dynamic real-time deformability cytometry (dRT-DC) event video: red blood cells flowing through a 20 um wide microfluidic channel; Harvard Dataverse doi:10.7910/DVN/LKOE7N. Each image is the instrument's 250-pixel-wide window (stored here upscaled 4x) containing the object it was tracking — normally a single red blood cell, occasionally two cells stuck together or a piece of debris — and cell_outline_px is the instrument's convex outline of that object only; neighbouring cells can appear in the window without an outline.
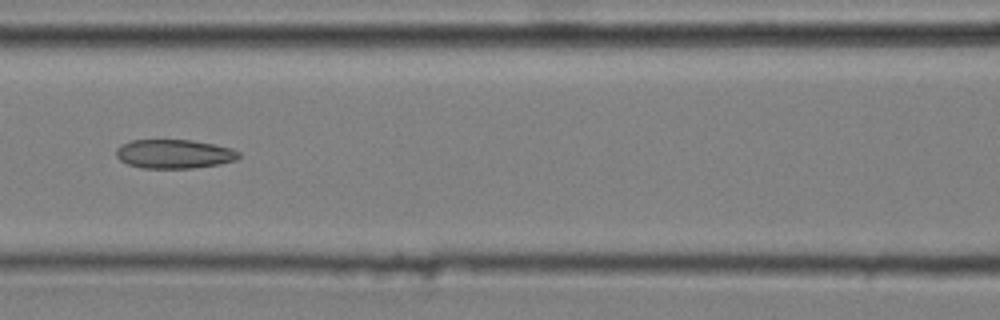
{"species": "common noctule bat (a hibernating species)", "species_latin": "Nyctalus noctula", "temperature_condition": "cold", "stored_images_in_passage": 13, "camera_frame_rate_fps": 3000, "um_per_image_px": 0.085, "animal": {"sex": "male", "body_mass_g": 20.4}, "frame": {"image": 1, "passage_image": 6, "time_ms": 1.667, "image_size_px": [1000, 320], "cell_outline_px": [[240, 156], [236, 160], [220, 164], [192, 168], [144, 168], [128, 164], [120, 160], [116, 156], [116, 148], [120, 144], [132, 140], [192, 140], [232, 148], [240, 152]], "centroid_in_image_um": [14.8, 13.08], "position_along_channel_um": 151.8, "area_um2": 20.75}}
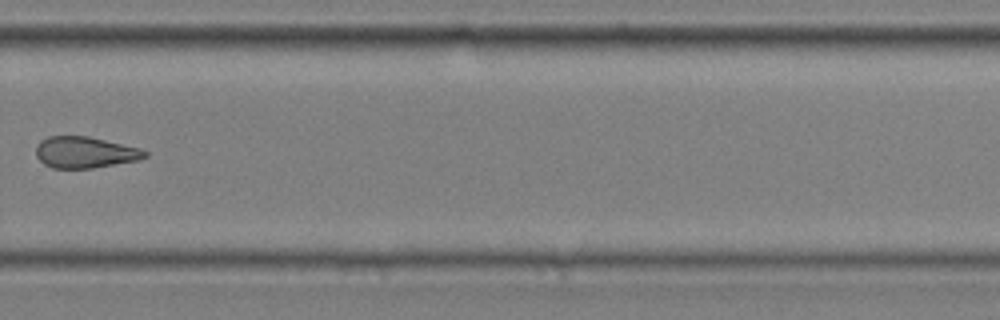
{"frame": {"image": 2, "passage_image": 10, "time_ms": 3.0, "image_size_px": [1000, 320], "cell_outline_px": [[148, 156], [140, 160], [92, 168], [52, 168], [44, 164], [36, 156], [36, 144], [40, 140], [48, 136], [88, 136], [140, 148], [148, 152]], "centroid_in_image_um": [7.22, 12.95], "position_along_channel_um": 322.6, "area_um2": 20.0}}
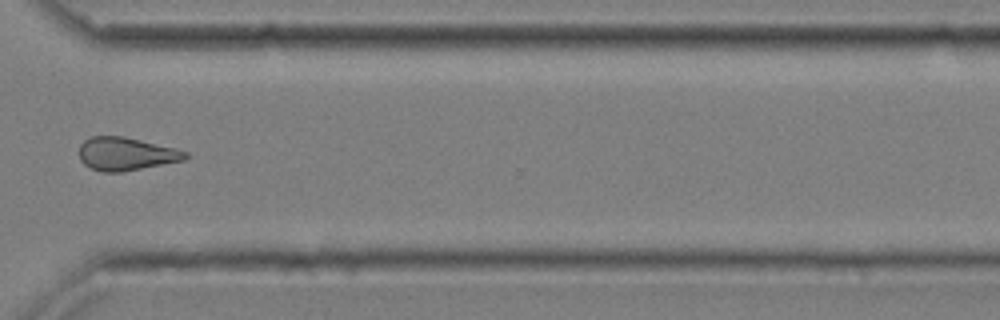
{"frame": {"image": 3, "passage_image": 11, "time_ms": 3.333, "image_size_px": [1000, 320], "cell_outline_px": [[188, 156], [184, 160], [120, 172], [104, 172], [92, 168], [84, 164], [80, 160], [80, 144], [84, 140], [92, 136], [124, 136], [176, 148], [188, 152]], "centroid_in_image_um": [10.71, 13.07], "position_along_channel_um": 359.9, "area_um2": 20.35}}